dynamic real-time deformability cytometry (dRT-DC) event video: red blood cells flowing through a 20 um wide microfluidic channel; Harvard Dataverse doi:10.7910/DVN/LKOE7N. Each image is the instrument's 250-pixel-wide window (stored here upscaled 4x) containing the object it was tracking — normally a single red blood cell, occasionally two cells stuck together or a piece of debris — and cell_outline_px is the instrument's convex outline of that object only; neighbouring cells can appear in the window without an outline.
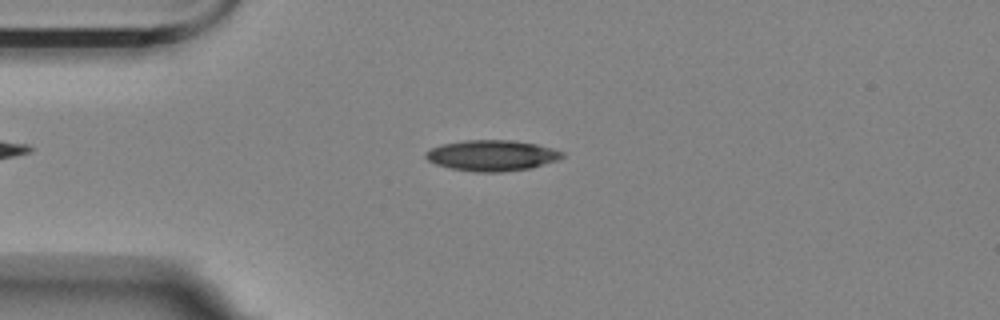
{"species": "Egyptian fruit bat (a non-hibernating species)", "species_latin": "Rousettus aegyptiacus", "temperature_condition": "room temperature", "stored_images_in_passage": 56, "camera_frame_rate_fps": 3000, "um_per_image_px": 0.085, "animal": {"sex": "female"}, "frame": {"image": 1, "passage_image": 13, "time_ms": 4.0, "image_size_px": [1000, 320], "cell_outline_px": [[564, 156], [556, 160], [532, 168], [500, 172], [476, 172], [452, 168], [436, 164], [428, 160], [424, 156], [424, 152], [432, 148], [444, 144], [468, 140], [512, 140], [536, 144], [552, 148], [564, 152]], "centroid_in_image_um": [41.82, 13.22], "position_along_channel_um": 43.2, "area_um2": 24.33}}
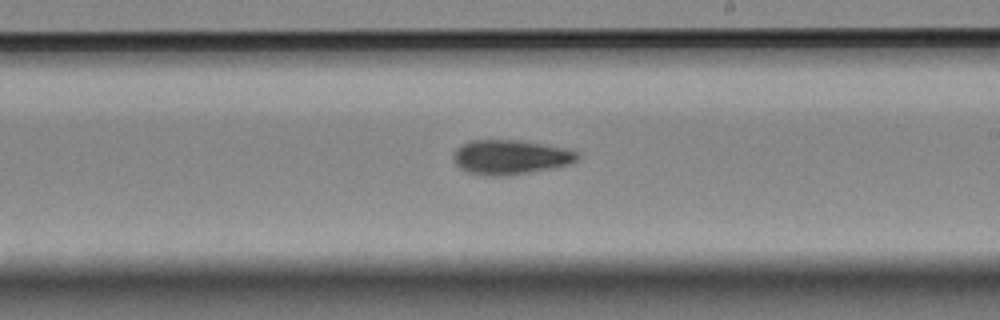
{"frame": {"image": 2, "passage_image": 32, "time_ms": 10.333, "image_size_px": [1000, 320], "cell_outline_px": [[580, 156], [576, 160], [568, 164], [528, 172], [500, 176], [484, 176], [468, 172], [460, 168], [452, 160], [452, 152], [460, 144], [468, 140], [516, 140], [564, 148], [576, 152]], "centroid_in_image_um": [43.27, 13.35], "position_along_channel_um": 245.7, "area_um2": 24.74}}
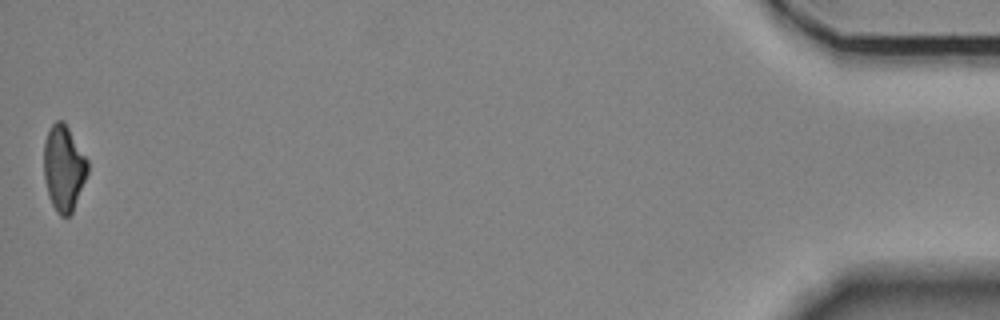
{"frame": {"image": 3, "passage_image": 56, "time_ms": 18.333, "image_size_px": [1000, 320], "cell_outline_px": [[88, 172], [72, 212], [68, 216], [60, 216], [56, 212], [48, 196], [44, 176], [44, 140], [52, 124], [56, 120], [64, 120], [88, 160]], "centroid_in_image_um": [5.41, 14.27], "position_along_channel_um": 429.8, "area_um2": 21.85}, "authors_computed_cell_mechanics": {"area_um2": 23.8714, "velocity_mm_per_s": 3.4884, "shape_relaxation_time_tau1_ms": 6.5665, "shape_relaxation_time_tau2_ms": null, "deformation_change_tau1": 0.1585, "deformation_change_tau2": null}}